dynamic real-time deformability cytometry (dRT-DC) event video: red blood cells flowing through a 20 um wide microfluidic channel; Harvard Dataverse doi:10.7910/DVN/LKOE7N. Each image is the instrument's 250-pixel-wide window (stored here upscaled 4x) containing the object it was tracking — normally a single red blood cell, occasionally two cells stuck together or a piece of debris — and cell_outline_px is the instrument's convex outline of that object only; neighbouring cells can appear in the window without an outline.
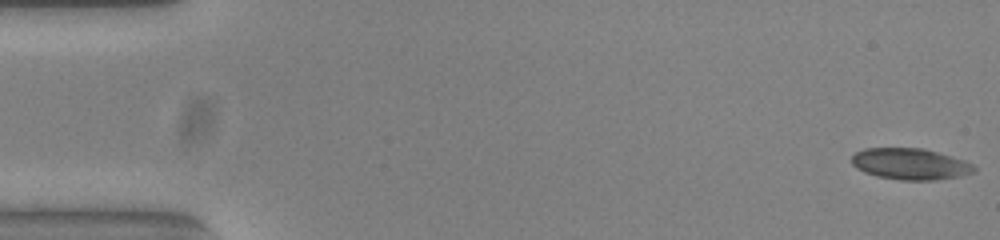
{"species": "common noctule bat (a hibernating species)", "species_latin": "Nyctalus noctula", "temperature_condition": "warm", "stored_images_in_passage": 53, "camera_frame_rate_fps": 3000, "um_per_image_px": 0.085, "animal": {"sex": "female", "body_mass_g": 23.0, "forearm_length_mm": 53.4}, "frame": {"image": 1, "passage_image": 1, "time_ms": 0.0, "image_size_px": [1000, 240], "cell_outline_px": [[976, 172], [960, 176], [936, 180], [900, 180], [876, 176], [864, 172], [856, 168], [852, 164], [852, 156], [856, 152], [864, 148], [924, 148], [964, 160], [972, 164], [976, 168]], "centroid_in_image_um": [77.37, 13.94], "position_along_channel_um": 7.6, "area_um2": 22.43}}
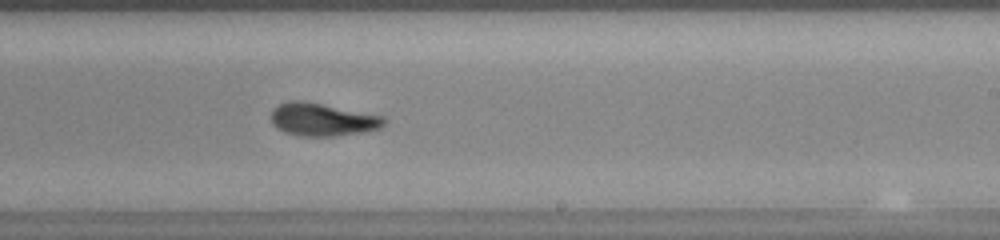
{"frame": {"image": 2, "passage_image": 32, "time_ms": 10.333, "image_size_px": [1000, 240], "cell_outline_px": [[384, 124], [380, 128], [368, 132], [336, 136], [300, 136], [284, 132], [276, 128], [272, 124], [272, 108], [276, 104], [292, 100], [300, 100], [384, 116]], "centroid_in_image_um": [27.38, 10.17], "position_along_channel_um": 261.6, "area_um2": 21.73}}
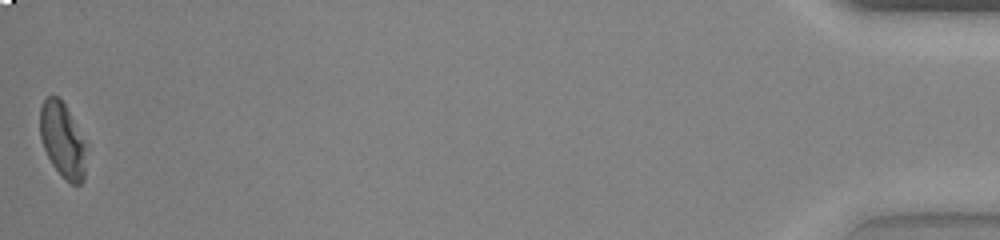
{"frame": {"image": 3, "passage_image": 53, "time_ms": 17.333, "image_size_px": [1000, 240], "cell_outline_px": [[88, 144], [84, 180], [80, 184], [72, 184], [64, 180], [52, 164], [44, 148], [40, 136], [40, 108], [44, 100], [48, 96], [56, 96], [64, 104]], "centroid_in_image_um": [5.36, 11.96], "position_along_channel_um": 429.8, "area_um2": 20.46}, "authors_computed_cell_mechanics": {"area_um2": 21.7328, "velocity_mm_per_s": 3.8347, "shape_relaxation_time_tau1_ms": 8.0485, "shape_relaxation_time_tau2_ms": 3.2062, "deformation_change_tau1": 0.2237, "deformation_change_tau2": 0.0789}}